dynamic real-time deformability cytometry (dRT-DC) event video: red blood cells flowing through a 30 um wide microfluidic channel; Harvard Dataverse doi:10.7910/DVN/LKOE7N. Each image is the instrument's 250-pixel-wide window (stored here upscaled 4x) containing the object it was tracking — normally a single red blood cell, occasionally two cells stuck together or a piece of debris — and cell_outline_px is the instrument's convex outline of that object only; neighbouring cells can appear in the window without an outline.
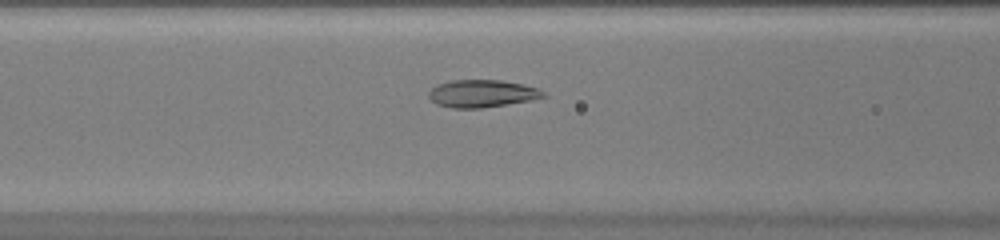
{"species": "common noctule bat (a hibernating species)", "species_latin": "Nyctalus noctula", "temperature_condition": "warm", "stored_images_in_passage": 36, "camera_frame_rate_fps": 3000, "um_per_image_px": 0.085, "animal": {"sex": "female", "body_mass_g": 20.0, "forearm_length_mm": 54.0}, "frame": {"image": 1, "passage_image": 7, "time_ms": 2.0, "image_size_px": [1000, 240], "cell_outline_px": [[548, 96], [532, 100], [480, 108], [452, 108], [436, 104], [428, 96], [428, 92], [432, 88], [440, 84], [452, 80], [500, 80], [524, 84], [536, 88], [544, 92]], "centroid_in_image_um": [40.98, 7.95], "position_along_channel_um": 125.6, "area_um2": 18.26}}
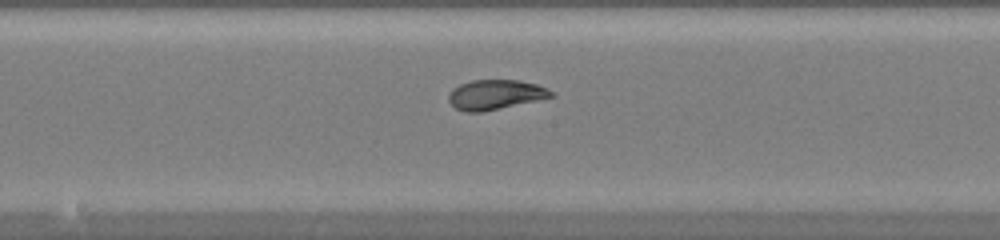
{"frame": {"image": 2, "passage_image": 13, "time_ms": 4.0, "image_size_px": [1000, 240], "cell_outline_px": [[556, 96], [484, 112], [468, 112], [456, 108], [448, 100], [448, 96], [452, 88], [460, 84], [472, 80], [516, 80], [536, 84], [548, 88], [556, 92]], "centroid_in_image_um": [42.14, 8.04], "position_along_channel_um": 206.1, "area_um2": 17.92}}
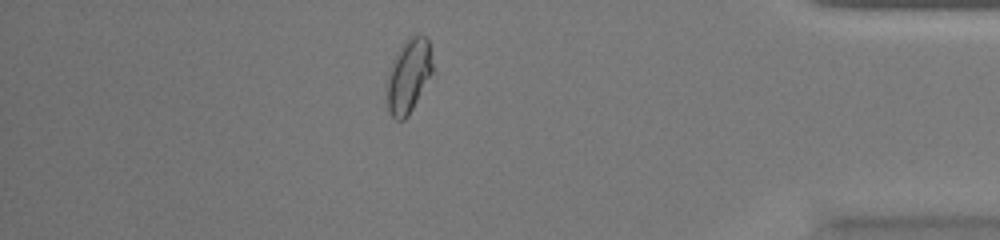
{"frame": {"image": 3, "passage_image": 30, "time_ms": 9.667, "image_size_px": [1000, 240], "cell_outline_px": [[432, 72], [408, 116], [404, 120], [396, 120], [388, 112], [388, 72], [392, 60], [396, 52], [408, 36], [424, 36], [428, 40], [432, 64]], "centroid_in_image_um": [34.71, 6.44], "position_along_channel_um": 400.5, "area_um2": 19.25}, "authors_computed_cell_mechanics": {"area_um2": 18.3515, "velocity_mm_per_s": 4.0303, "shape_relaxation_time_tau1_ms": null, "shape_relaxation_time_tau2_ms": 0.6361, "deformation_change_tau1": null, "deformation_change_tau2": 0.0437}}